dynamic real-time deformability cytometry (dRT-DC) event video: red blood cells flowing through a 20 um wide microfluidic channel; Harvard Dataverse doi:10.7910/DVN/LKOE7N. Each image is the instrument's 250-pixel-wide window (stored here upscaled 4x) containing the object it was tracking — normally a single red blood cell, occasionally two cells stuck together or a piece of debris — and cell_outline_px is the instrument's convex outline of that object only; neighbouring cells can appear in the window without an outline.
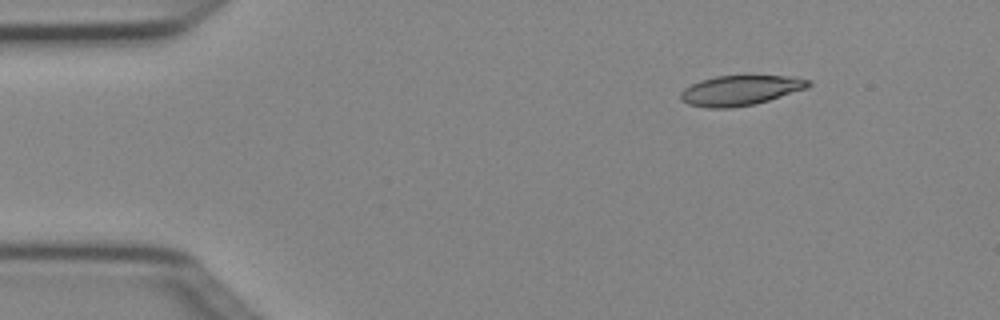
{"species": "Egyptian fruit bat (a non-hibernating species)", "species_latin": "Rousettus aegyptiacus", "temperature_condition": "cold", "stored_images_in_passage": 4, "camera_frame_rate_fps": 3000, "um_per_image_px": 0.085, "animal": {"sex": "female"}, "frame": {"image": 1, "passage_image": 2, "time_ms": 0.333, "image_size_px": [1000, 320], "cell_outline_px": [[812, 84], [808, 88], [756, 104], [732, 108], [708, 108], [688, 104], [680, 100], [680, 92], [684, 88], [700, 80], [716, 76], [788, 76], [812, 80]], "centroid_in_image_um": [62.93, 7.69], "position_along_channel_um": 22.1, "area_um2": 22.48}}
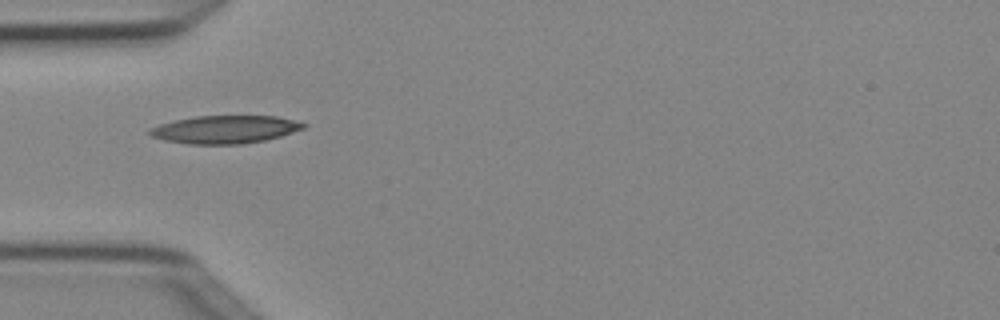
{"frame": {"image": 2, "passage_image": 4, "time_ms": 1.0, "image_size_px": [1000, 320], "cell_outline_px": [[308, 124], [304, 128], [280, 136], [264, 140], [240, 144], [188, 144], [164, 140], [152, 136], [148, 132], [148, 128], [160, 124], [176, 120], [196, 116], [276, 116]], "centroid_in_image_um": [19.1, 11.0], "position_along_channel_um": 65.9, "area_um2": 24.8}}